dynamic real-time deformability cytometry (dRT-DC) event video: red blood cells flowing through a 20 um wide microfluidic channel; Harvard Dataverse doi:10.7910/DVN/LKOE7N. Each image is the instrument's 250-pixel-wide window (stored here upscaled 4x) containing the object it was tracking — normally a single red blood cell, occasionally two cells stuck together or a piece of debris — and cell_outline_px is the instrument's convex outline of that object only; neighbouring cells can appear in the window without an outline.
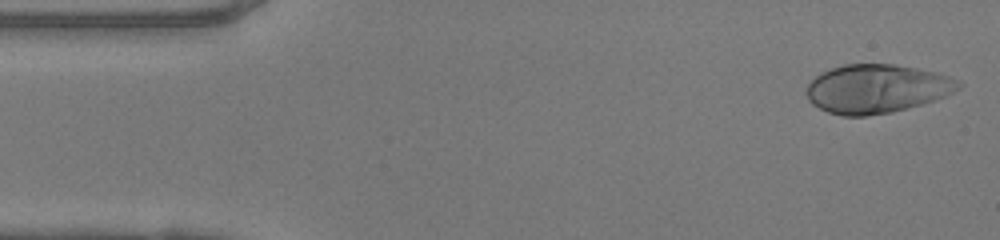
{"species": "human", "species_latin": "Homo sapiens", "temperature_condition": "warm", "stored_images_in_passage": 47, "camera_frame_rate_fps": 3000, "um_per_image_px": 0.085, "donor": {"sex": "female"}, "frame": {"image": 1, "passage_image": 1, "time_ms": 0.0, "image_size_px": [1000, 240], "cell_outline_px": [[964, 84], [960, 88], [944, 96], [920, 104], [892, 112], [864, 116], [844, 116], [828, 112], [812, 104], [808, 100], [808, 84], [820, 72], [828, 68], [844, 64], [892, 64], [916, 68], [936, 72], [960, 80]], "centroid_in_image_um": [74.51, 7.53], "position_along_channel_um": 10.5, "area_um2": 43.0}}
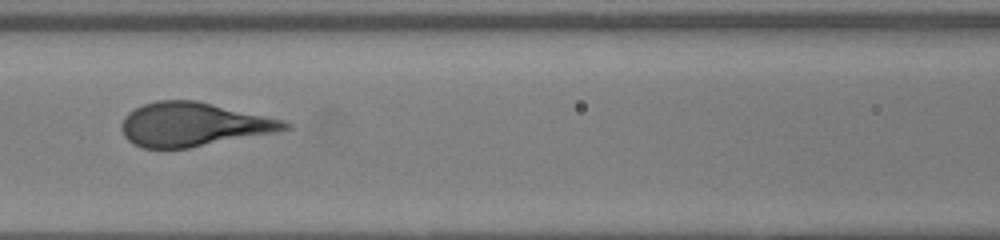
{"frame": {"image": 2, "passage_image": 19, "time_ms": 6.0, "image_size_px": [1000, 240], "cell_outline_px": [[292, 128], [276, 132], [188, 148], [140, 148], [132, 144], [124, 136], [120, 128], [120, 124], [124, 116], [128, 112], [144, 104], [156, 100], [196, 100], [284, 120], [292, 124]], "centroid_in_image_um": [16.4, 10.58], "position_along_channel_um": 150.2, "area_um2": 41.73}}
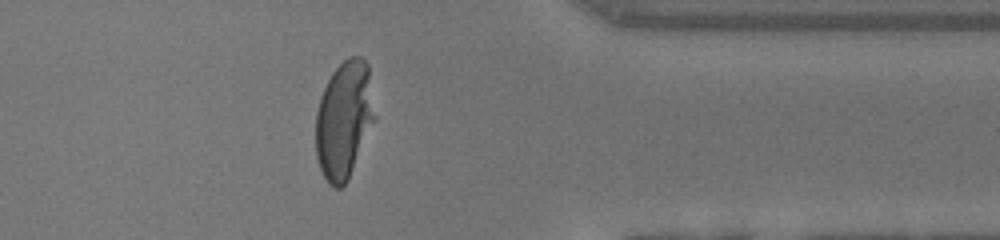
{"frame": {"image": 3, "passage_image": 37, "time_ms": 12.0, "image_size_px": [1000, 240], "cell_outline_px": [[376, 120], [348, 180], [340, 188], [336, 188], [328, 184], [320, 168], [316, 156], [316, 112], [320, 96], [332, 72], [348, 56], [360, 56], [368, 64], [376, 116]], "centroid_in_image_um": [29.26, 10.18], "position_along_channel_um": 382.1, "area_um2": 40.81}}